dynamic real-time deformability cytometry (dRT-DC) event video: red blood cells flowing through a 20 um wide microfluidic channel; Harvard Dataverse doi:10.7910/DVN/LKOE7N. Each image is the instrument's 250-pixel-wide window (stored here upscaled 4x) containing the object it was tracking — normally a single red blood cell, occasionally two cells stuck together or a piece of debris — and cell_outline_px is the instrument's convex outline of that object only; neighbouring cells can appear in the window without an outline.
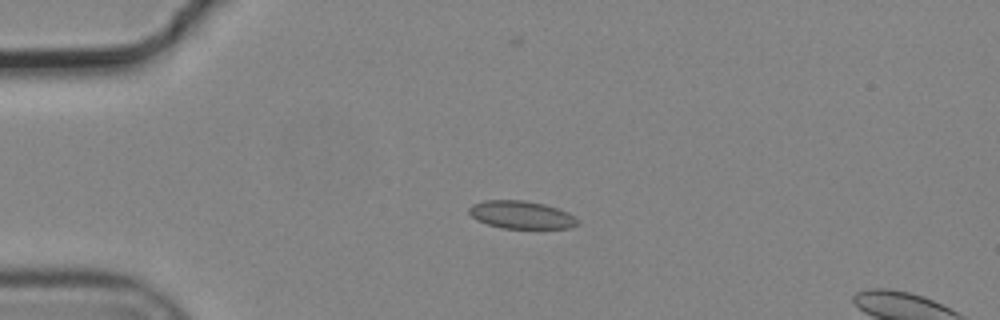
{"species": "common noctule bat (a hibernating species)", "species_latin": "Nyctalus noctula", "temperature_condition": "cold", "stored_images_in_passage": 5, "segment_of_instrument_passage": [1, 2], "camera_frame_rate_fps": 3000, "um_per_image_px": 0.085, "animal": {"sex": "male", "body_mass_g": 19.2, "forearm_length_mm": 51.8}, "frame": {"image": 1, "passage_image": 3, "time_ms": 0.667, "image_size_px": [1000, 320], "cell_outline_px": [[580, 224], [572, 228], [500, 228], [476, 220], [468, 212], [468, 208], [472, 204], [484, 200], [524, 200], [544, 204], [568, 212], [580, 220]], "centroid_in_image_um": [44.32, 18.26], "position_along_channel_um": 40.7, "area_um2": 17.74}}